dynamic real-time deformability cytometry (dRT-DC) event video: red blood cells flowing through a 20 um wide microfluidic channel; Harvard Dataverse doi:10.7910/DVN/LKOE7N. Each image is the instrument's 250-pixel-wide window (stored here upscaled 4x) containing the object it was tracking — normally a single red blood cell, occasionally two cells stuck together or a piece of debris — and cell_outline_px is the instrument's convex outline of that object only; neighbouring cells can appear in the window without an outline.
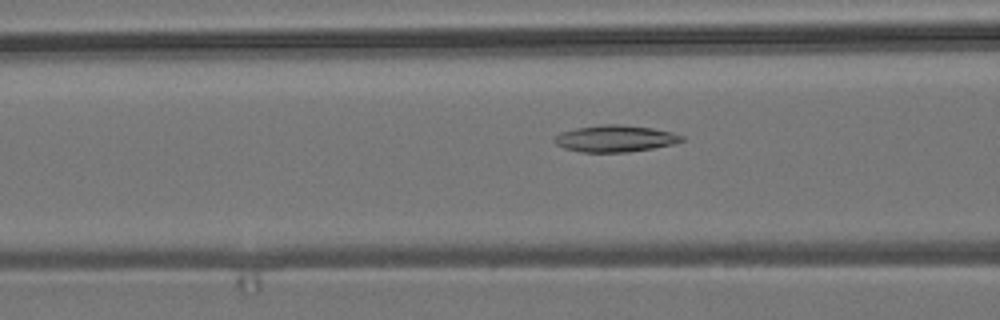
{"species": "common noctule bat (a hibernating species)", "species_latin": "Nyctalus noctula", "temperature_condition": "room temperature", "stored_images_in_passage": 47, "camera_frame_rate_fps": 3000, "um_per_image_px": 0.085, "animal": {"sex": "male", "body_mass_g": 19.2, "forearm_length_mm": 51.8}, "frame": {"image": 1, "passage_image": 15, "time_ms": 4.667, "image_size_px": [1000, 320], "cell_outline_px": [[684, 140], [672, 144], [652, 148], [628, 152], [584, 152], [564, 148], [556, 144], [552, 140], [560, 132], [576, 128], [604, 124], [620, 124], [652, 128], [672, 132], [684, 136]], "centroid_in_image_um": [52.28, 11.77], "position_along_channel_um": 114.3, "area_um2": 19.71}}
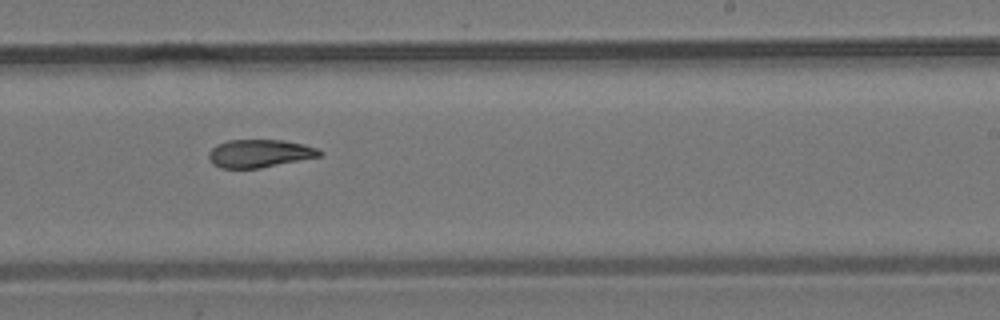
{"frame": {"image": 2, "passage_image": 27, "time_ms": 8.667, "image_size_px": [1000, 320], "cell_outline_px": [[324, 152], [320, 156], [260, 168], [220, 168], [212, 164], [208, 156], [208, 152], [216, 144], [228, 140], [284, 140], [304, 144], [316, 148]], "centroid_in_image_um": [22.03, 13.04], "position_along_channel_um": 267.0, "area_um2": 18.09}}
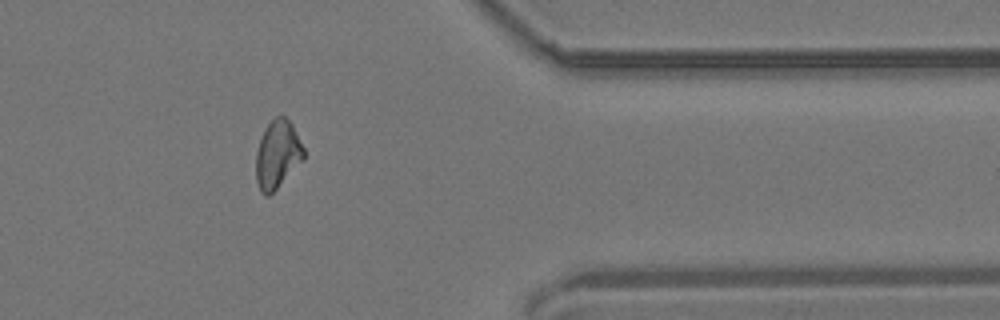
{"frame": {"image": 3, "passage_image": 38, "time_ms": 12.333, "image_size_px": [1000, 320], "cell_outline_px": [[304, 160], [268, 196], [264, 196], [260, 192], [256, 180], [256, 152], [264, 128], [276, 116], [284, 116], [292, 124], [304, 148]], "centroid_in_image_um": [23.58, 13.13], "position_along_channel_um": 387.8, "area_um2": 18.84}}